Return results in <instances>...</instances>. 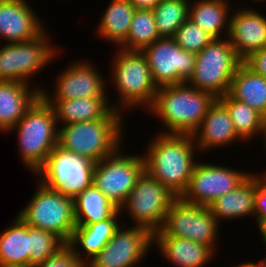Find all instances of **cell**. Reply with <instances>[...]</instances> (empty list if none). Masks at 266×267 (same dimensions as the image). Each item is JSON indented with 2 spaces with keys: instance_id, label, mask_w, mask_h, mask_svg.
Wrapping results in <instances>:
<instances>
[{
  "instance_id": "11",
  "label": "cell",
  "mask_w": 266,
  "mask_h": 267,
  "mask_svg": "<svg viewBox=\"0 0 266 267\" xmlns=\"http://www.w3.org/2000/svg\"><path fill=\"white\" fill-rule=\"evenodd\" d=\"M219 228V222L209 207L190 205L177 198L167 211L162 229L153 236L186 238L216 252Z\"/></svg>"
},
{
  "instance_id": "38",
  "label": "cell",
  "mask_w": 266,
  "mask_h": 267,
  "mask_svg": "<svg viewBox=\"0 0 266 267\" xmlns=\"http://www.w3.org/2000/svg\"><path fill=\"white\" fill-rule=\"evenodd\" d=\"M135 9L153 10L162 0H128Z\"/></svg>"
},
{
  "instance_id": "45",
  "label": "cell",
  "mask_w": 266,
  "mask_h": 267,
  "mask_svg": "<svg viewBox=\"0 0 266 267\" xmlns=\"http://www.w3.org/2000/svg\"><path fill=\"white\" fill-rule=\"evenodd\" d=\"M252 1H253V0H252ZM254 1H256V2H259V1L263 2V1H265V0H254Z\"/></svg>"
},
{
  "instance_id": "37",
  "label": "cell",
  "mask_w": 266,
  "mask_h": 267,
  "mask_svg": "<svg viewBox=\"0 0 266 267\" xmlns=\"http://www.w3.org/2000/svg\"><path fill=\"white\" fill-rule=\"evenodd\" d=\"M243 62L254 72L266 78V47L252 53Z\"/></svg>"
},
{
  "instance_id": "14",
  "label": "cell",
  "mask_w": 266,
  "mask_h": 267,
  "mask_svg": "<svg viewBox=\"0 0 266 267\" xmlns=\"http://www.w3.org/2000/svg\"><path fill=\"white\" fill-rule=\"evenodd\" d=\"M251 172L198 161L180 199L190 205L209 207L218 197L235 189Z\"/></svg>"
},
{
  "instance_id": "26",
  "label": "cell",
  "mask_w": 266,
  "mask_h": 267,
  "mask_svg": "<svg viewBox=\"0 0 266 267\" xmlns=\"http://www.w3.org/2000/svg\"><path fill=\"white\" fill-rule=\"evenodd\" d=\"M52 107L57 124L103 119L113 108L109 99L79 98L73 100H46Z\"/></svg>"
},
{
  "instance_id": "41",
  "label": "cell",
  "mask_w": 266,
  "mask_h": 267,
  "mask_svg": "<svg viewBox=\"0 0 266 267\" xmlns=\"http://www.w3.org/2000/svg\"><path fill=\"white\" fill-rule=\"evenodd\" d=\"M234 267H253V262H244V263H239L237 266L235 265Z\"/></svg>"
},
{
  "instance_id": "6",
  "label": "cell",
  "mask_w": 266,
  "mask_h": 267,
  "mask_svg": "<svg viewBox=\"0 0 266 267\" xmlns=\"http://www.w3.org/2000/svg\"><path fill=\"white\" fill-rule=\"evenodd\" d=\"M95 163L57 144L35 174L47 188L74 199L93 184Z\"/></svg>"
},
{
  "instance_id": "15",
  "label": "cell",
  "mask_w": 266,
  "mask_h": 267,
  "mask_svg": "<svg viewBox=\"0 0 266 267\" xmlns=\"http://www.w3.org/2000/svg\"><path fill=\"white\" fill-rule=\"evenodd\" d=\"M120 225L86 267H139L153 244V234L140 226ZM151 245V246H150Z\"/></svg>"
},
{
  "instance_id": "36",
  "label": "cell",
  "mask_w": 266,
  "mask_h": 267,
  "mask_svg": "<svg viewBox=\"0 0 266 267\" xmlns=\"http://www.w3.org/2000/svg\"><path fill=\"white\" fill-rule=\"evenodd\" d=\"M255 219L257 226L266 221V181L256 173Z\"/></svg>"
},
{
  "instance_id": "34",
  "label": "cell",
  "mask_w": 266,
  "mask_h": 267,
  "mask_svg": "<svg viewBox=\"0 0 266 267\" xmlns=\"http://www.w3.org/2000/svg\"><path fill=\"white\" fill-rule=\"evenodd\" d=\"M173 39L183 50L198 53L214 38L187 19L175 32Z\"/></svg>"
},
{
  "instance_id": "43",
  "label": "cell",
  "mask_w": 266,
  "mask_h": 267,
  "mask_svg": "<svg viewBox=\"0 0 266 267\" xmlns=\"http://www.w3.org/2000/svg\"><path fill=\"white\" fill-rule=\"evenodd\" d=\"M253 267H266V264H263L259 261H258V263H256V261H255V262H253Z\"/></svg>"
},
{
  "instance_id": "33",
  "label": "cell",
  "mask_w": 266,
  "mask_h": 267,
  "mask_svg": "<svg viewBox=\"0 0 266 267\" xmlns=\"http://www.w3.org/2000/svg\"><path fill=\"white\" fill-rule=\"evenodd\" d=\"M66 245L56 234L31 227L30 267H36L43 263Z\"/></svg>"
},
{
  "instance_id": "23",
  "label": "cell",
  "mask_w": 266,
  "mask_h": 267,
  "mask_svg": "<svg viewBox=\"0 0 266 267\" xmlns=\"http://www.w3.org/2000/svg\"><path fill=\"white\" fill-rule=\"evenodd\" d=\"M256 174L251 173L235 189L218 197L210 206L216 220L222 221L249 217L255 218Z\"/></svg>"
},
{
  "instance_id": "8",
  "label": "cell",
  "mask_w": 266,
  "mask_h": 267,
  "mask_svg": "<svg viewBox=\"0 0 266 267\" xmlns=\"http://www.w3.org/2000/svg\"><path fill=\"white\" fill-rule=\"evenodd\" d=\"M38 183L17 215L30 227L52 232L68 244L76 228L73 199Z\"/></svg>"
},
{
  "instance_id": "22",
  "label": "cell",
  "mask_w": 266,
  "mask_h": 267,
  "mask_svg": "<svg viewBox=\"0 0 266 267\" xmlns=\"http://www.w3.org/2000/svg\"><path fill=\"white\" fill-rule=\"evenodd\" d=\"M153 243L168 262L177 267H204L215 252L201 243L174 236H153Z\"/></svg>"
},
{
  "instance_id": "12",
  "label": "cell",
  "mask_w": 266,
  "mask_h": 267,
  "mask_svg": "<svg viewBox=\"0 0 266 267\" xmlns=\"http://www.w3.org/2000/svg\"><path fill=\"white\" fill-rule=\"evenodd\" d=\"M122 149L96 162L93 172V184L119 209L144 172L143 156L126 155Z\"/></svg>"
},
{
  "instance_id": "28",
  "label": "cell",
  "mask_w": 266,
  "mask_h": 267,
  "mask_svg": "<svg viewBox=\"0 0 266 267\" xmlns=\"http://www.w3.org/2000/svg\"><path fill=\"white\" fill-rule=\"evenodd\" d=\"M76 226H87L110 219L116 207L94 184L73 199Z\"/></svg>"
},
{
  "instance_id": "1",
  "label": "cell",
  "mask_w": 266,
  "mask_h": 267,
  "mask_svg": "<svg viewBox=\"0 0 266 267\" xmlns=\"http://www.w3.org/2000/svg\"><path fill=\"white\" fill-rule=\"evenodd\" d=\"M148 145L142 155L144 171L180 198L198 162L193 136L158 133Z\"/></svg>"
},
{
  "instance_id": "21",
  "label": "cell",
  "mask_w": 266,
  "mask_h": 267,
  "mask_svg": "<svg viewBox=\"0 0 266 267\" xmlns=\"http://www.w3.org/2000/svg\"><path fill=\"white\" fill-rule=\"evenodd\" d=\"M119 217H123L120 209L110 219L87 226H76L67 245L73 250L75 256L86 264L100 252L122 224L118 222Z\"/></svg>"
},
{
  "instance_id": "16",
  "label": "cell",
  "mask_w": 266,
  "mask_h": 267,
  "mask_svg": "<svg viewBox=\"0 0 266 267\" xmlns=\"http://www.w3.org/2000/svg\"><path fill=\"white\" fill-rule=\"evenodd\" d=\"M61 72L54 81L53 94L41 86V96L45 100L110 99L105 77L93 63L76 60Z\"/></svg>"
},
{
  "instance_id": "2",
  "label": "cell",
  "mask_w": 266,
  "mask_h": 267,
  "mask_svg": "<svg viewBox=\"0 0 266 267\" xmlns=\"http://www.w3.org/2000/svg\"><path fill=\"white\" fill-rule=\"evenodd\" d=\"M216 98L188 83L158 88L148 109L164 124L161 134L192 135Z\"/></svg>"
},
{
  "instance_id": "10",
  "label": "cell",
  "mask_w": 266,
  "mask_h": 267,
  "mask_svg": "<svg viewBox=\"0 0 266 267\" xmlns=\"http://www.w3.org/2000/svg\"><path fill=\"white\" fill-rule=\"evenodd\" d=\"M176 199L164 185L144 171L120 212L128 214L134 226L143 227L154 234L162 229L167 211Z\"/></svg>"
},
{
  "instance_id": "18",
  "label": "cell",
  "mask_w": 266,
  "mask_h": 267,
  "mask_svg": "<svg viewBox=\"0 0 266 267\" xmlns=\"http://www.w3.org/2000/svg\"><path fill=\"white\" fill-rule=\"evenodd\" d=\"M26 0H0V39L7 43L39 37L46 29Z\"/></svg>"
},
{
  "instance_id": "20",
  "label": "cell",
  "mask_w": 266,
  "mask_h": 267,
  "mask_svg": "<svg viewBox=\"0 0 266 267\" xmlns=\"http://www.w3.org/2000/svg\"><path fill=\"white\" fill-rule=\"evenodd\" d=\"M30 87L24 82L0 81V132L13 128L41 96L40 86Z\"/></svg>"
},
{
  "instance_id": "44",
  "label": "cell",
  "mask_w": 266,
  "mask_h": 267,
  "mask_svg": "<svg viewBox=\"0 0 266 267\" xmlns=\"http://www.w3.org/2000/svg\"><path fill=\"white\" fill-rule=\"evenodd\" d=\"M260 176L266 181V170H265V172L263 173V175L260 174Z\"/></svg>"
},
{
  "instance_id": "35",
  "label": "cell",
  "mask_w": 266,
  "mask_h": 267,
  "mask_svg": "<svg viewBox=\"0 0 266 267\" xmlns=\"http://www.w3.org/2000/svg\"><path fill=\"white\" fill-rule=\"evenodd\" d=\"M36 267H86V264L79 260L73 250L66 245L57 254L49 257Z\"/></svg>"
},
{
  "instance_id": "5",
  "label": "cell",
  "mask_w": 266,
  "mask_h": 267,
  "mask_svg": "<svg viewBox=\"0 0 266 267\" xmlns=\"http://www.w3.org/2000/svg\"><path fill=\"white\" fill-rule=\"evenodd\" d=\"M58 127L51 105L40 96L7 132L17 131L20 160L33 175L57 145Z\"/></svg>"
},
{
  "instance_id": "31",
  "label": "cell",
  "mask_w": 266,
  "mask_h": 267,
  "mask_svg": "<svg viewBox=\"0 0 266 267\" xmlns=\"http://www.w3.org/2000/svg\"><path fill=\"white\" fill-rule=\"evenodd\" d=\"M159 38L153 10L136 9L132 17L128 36L119 48L141 51Z\"/></svg>"
},
{
  "instance_id": "3",
  "label": "cell",
  "mask_w": 266,
  "mask_h": 267,
  "mask_svg": "<svg viewBox=\"0 0 266 267\" xmlns=\"http://www.w3.org/2000/svg\"><path fill=\"white\" fill-rule=\"evenodd\" d=\"M123 114L112 109L103 119L60 126L57 144L66 150L99 162L124 145Z\"/></svg>"
},
{
  "instance_id": "24",
  "label": "cell",
  "mask_w": 266,
  "mask_h": 267,
  "mask_svg": "<svg viewBox=\"0 0 266 267\" xmlns=\"http://www.w3.org/2000/svg\"><path fill=\"white\" fill-rule=\"evenodd\" d=\"M31 227L18 215L0 233V267H30Z\"/></svg>"
},
{
  "instance_id": "39",
  "label": "cell",
  "mask_w": 266,
  "mask_h": 267,
  "mask_svg": "<svg viewBox=\"0 0 266 267\" xmlns=\"http://www.w3.org/2000/svg\"><path fill=\"white\" fill-rule=\"evenodd\" d=\"M260 235H266V221L261 222L258 226Z\"/></svg>"
},
{
  "instance_id": "29",
  "label": "cell",
  "mask_w": 266,
  "mask_h": 267,
  "mask_svg": "<svg viewBox=\"0 0 266 267\" xmlns=\"http://www.w3.org/2000/svg\"><path fill=\"white\" fill-rule=\"evenodd\" d=\"M135 10L128 0H111L98 23L96 35L119 47L128 36Z\"/></svg>"
},
{
  "instance_id": "9",
  "label": "cell",
  "mask_w": 266,
  "mask_h": 267,
  "mask_svg": "<svg viewBox=\"0 0 266 267\" xmlns=\"http://www.w3.org/2000/svg\"><path fill=\"white\" fill-rule=\"evenodd\" d=\"M46 31L34 39L0 47V81L31 84L30 78L57 57L59 49L49 43Z\"/></svg>"
},
{
  "instance_id": "7",
  "label": "cell",
  "mask_w": 266,
  "mask_h": 267,
  "mask_svg": "<svg viewBox=\"0 0 266 267\" xmlns=\"http://www.w3.org/2000/svg\"><path fill=\"white\" fill-rule=\"evenodd\" d=\"M242 62L228 37L213 39L196 53L194 73L188 84L219 99L228 93L231 80Z\"/></svg>"
},
{
  "instance_id": "32",
  "label": "cell",
  "mask_w": 266,
  "mask_h": 267,
  "mask_svg": "<svg viewBox=\"0 0 266 267\" xmlns=\"http://www.w3.org/2000/svg\"><path fill=\"white\" fill-rule=\"evenodd\" d=\"M190 0H162L153 15L160 38H173L178 28L188 19Z\"/></svg>"
},
{
  "instance_id": "25",
  "label": "cell",
  "mask_w": 266,
  "mask_h": 267,
  "mask_svg": "<svg viewBox=\"0 0 266 267\" xmlns=\"http://www.w3.org/2000/svg\"><path fill=\"white\" fill-rule=\"evenodd\" d=\"M229 1L196 0L193 1V4L190 2L188 19L200 26L214 39L228 37L230 14L231 10H233L229 8V6L231 7Z\"/></svg>"
},
{
  "instance_id": "27",
  "label": "cell",
  "mask_w": 266,
  "mask_h": 267,
  "mask_svg": "<svg viewBox=\"0 0 266 267\" xmlns=\"http://www.w3.org/2000/svg\"><path fill=\"white\" fill-rule=\"evenodd\" d=\"M228 94L234 99L246 103L259 112L266 114V78L254 72L244 62L234 74Z\"/></svg>"
},
{
  "instance_id": "42",
  "label": "cell",
  "mask_w": 266,
  "mask_h": 267,
  "mask_svg": "<svg viewBox=\"0 0 266 267\" xmlns=\"http://www.w3.org/2000/svg\"><path fill=\"white\" fill-rule=\"evenodd\" d=\"M262 236V242H263V245H265V247H266V235H261ZM259 262H261V263H263V264H266V257H265V259H261V260H259Z\"/></svg>"
},
{
  "instance_id": "4",
  "label": "cell",
  "mask_w": 266,
  "mask_h": 267,
  "mask_svg": "<svg viewBox=\"0 0 266 267\" xmlns=\"http://www.w3.org/2000/svg\"><path fill=\"white\" fill-rule=\"evenodd\" d=\"M111 63L112 87L118 92L119 101L111 104L116 111L124 113L128 108L144 107L148 110L153 104L156 92L148 62L141 51L124 50L117 47ZM142 105V106H141Z\"/></svg>"
},
{
  "instance_id": "13",
  "label": "cell",
  "mask_w": 266,
  "mask_h": 267,
  "mask_svg": "<svg viewBox=\"0 0 266 267\" xmlns=\"http://www.w3.org/2000/svg\"><path fill=\"white\" fill-rule=\"evenodd\" d=\"M141 52L157 88L188 83L193 76L196 53L183 50L173 38H159Z\"/></svg>"
},
{
  "instance_id": "40",
  "label": "cell",
  "mask_w": 266,
  "mask_h": 267,
  "mask_svg": "<svg viewBox=\"0 0 266 267\" xmlns=\"http://www.w3.org/2000/svg\"><path fill=\"white\" fill-rule=\"evenodd\" d=\"M262 139H264V148H266V114L264 116V120H263V134H262Z\"/></svg>"
},
{
  "instance_id": "17",
  "label": "cell",
  "mask_w": 266,
  "mask_h": 267,
  "mask_svg": "<svg viewBox=\"0 0 266 267\" xmlns=\"http://www.w3.org/2000/svg\"><path fill=\"white\" fill-rule=\"evenodd\" d=\"M237 9L230 16L228 38L238 57L244 61L266 47V16L252 8Z\"/></svg>"
},
{
  "instance_id": "19",
  "label": "cell",
  "mask_w": 266,
  "mask_h": 267,
  "mask_svg": "<svg viewBox=\"0 0 266 267\" xmlns=\"http://www.w3.org/2000/svg\"><path fill=\"white\" fill-rule=\"evenodd\" d=\"M198 151L210 148L226 147L237 139L243 141L236 133L226 106L216 99L208 109L197 130L192 134Z\"/></svg>"
},
{
  "instance_id": "30",
  "label": "cell",
  "mask_w": 266,
  "mask_h": 267,
  "mask_svg": "<svg viewBox=\"0 0 266 267\" xmlns=\"http://www.w3.org/2000/svg\"><path fill=\"white\" fill-rule=\"evenodd\" d=\"M219 100L226 106L234 129L243 142H248L258 135L262 137L264 117L259 112L246 103L234 99L228 93Z\"/></svg>"
}]
</instances>
